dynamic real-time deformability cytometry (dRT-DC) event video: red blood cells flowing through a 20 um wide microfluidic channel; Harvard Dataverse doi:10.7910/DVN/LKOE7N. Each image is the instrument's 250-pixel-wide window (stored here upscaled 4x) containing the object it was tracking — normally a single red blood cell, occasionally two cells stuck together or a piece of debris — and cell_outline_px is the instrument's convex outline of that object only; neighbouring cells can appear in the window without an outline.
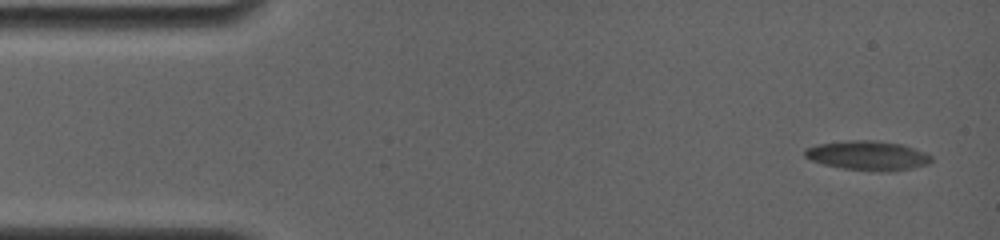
{"species": "common noctule bat (a hibernating species)", "species_latin": "Nyctalus noctula", "temperature_condition": "room temperature", "stored_images_in_passage": 34, "camera_frame_rate_fps": 4000, "um_per_image_px": 0.085, "animal": {"sex": "female", "body_mass_g": 19.0, "forearm_length_mm": 56.7}, "frame": {"image": 1, "passage_image": 1, "time_ms": 0.0, "image_size_px": [1000, 240], "cell_outline_px": [[932, 160], [928, 164], [912, 168], [844, 168], [824, 164], [812, 160], [804, 156], [804, 148], [816, 144], [852, 140], [872, 140], [900, 144], [924, 152], [932, 156]], "centroid_in_image_um": [73.69, 13.16], "position_along_channel_um": 11.3, "area_um2": 20.46}}
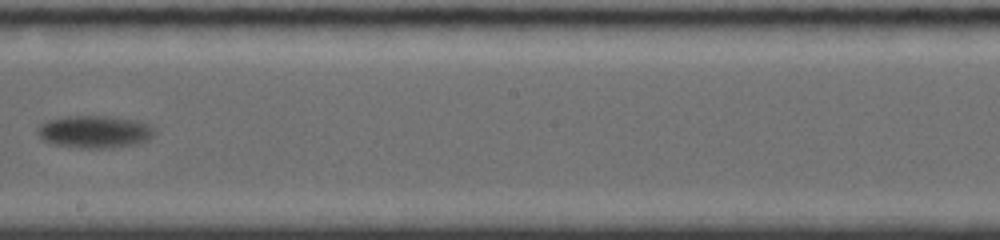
{"frame": {"image": 2, "passage_image": 20, "time_ms": 9.5, "image_size_px": [1000, 240], "cell_outline_px": [[156, 132], [148, 140], [136, 144], [108, 148], [80, 148], [52, 144], [44, 140], [36, 132], [36, 128], [40, 124], [48, 120], [68, 116], [104, 116], [132, 120], [148, 124]], "centroid_in_image_um": [8.01, 11.21], "position_along_channel_um": 240.2, "area_um2": 21.96}}
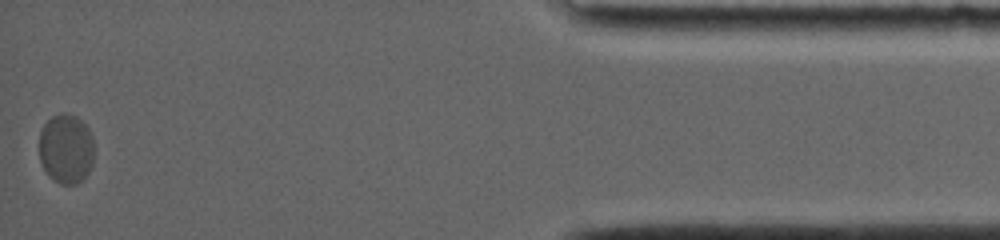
{"frame": {"image": 3, "passage_image": 34, "time_ms": 16.75, "image_size_px": [1000, 240], "cell_outline_px": [[92, 164], [88, 172], [76, 184], [60, 184], [52, 180], [48, 176], [40, 160], [40, 132], [44, 124], [52, 116], [60, 112], [68, 112], [76, 116], [88, 128], [92, 136]], "centroid_in_image_um": [5.59, 12.63], "position_along_channel_um": 429.6, "area_um2": 22.25}, "authors_computed_cell_mechanics": {"area_um2": 21.5305, "velocity_mm_per_s": 3.5502, "shape_relaxation_time_tau1_ms": 2.6756, "shape_relaxation_time_tau2_ms": null, "deformation_change_tau1": 0.1118, "deformation_change_tau2": null}}